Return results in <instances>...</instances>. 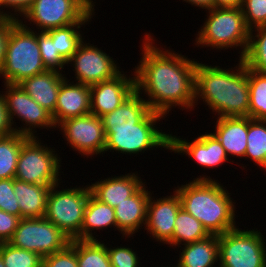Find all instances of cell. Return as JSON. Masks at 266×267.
Returning a JSON list of instances; mask_svg holds the SVG:
<instances>
[{
	"label": "cell",
	"mask_w": 266,
	"mask_h": 267,
	"mask_svg": "<svg viewBox=\"0 0 266 267\" xmlns=\"http://www.w3.org/2000/svg\"><path fill=\"white\" fill-rule=\"evenodd\" d=\"M144 34L142 56L133 70L136 91L146 95L144 99L152 111L166 117L177 107L194 111L197 61L171 48H159L151 33Z\"/></svg>",
	"instance_id": "6da1fadb"
},
{
	"label": "cell",
	"mask_w": 266,
	"mask_h": 267,
	"mask_svg": "<svg viewBox=\"0 0 266 267\" xmlns=\"http://www.w3.org/2000/svg\"><path fill=\"white\" fill-rule=\"evenodd\" d=\"M233 66L223 68L197 62L194 108L203 100L216 117L249 116L248 68L242 59Z\"/></svg>",
	"instance_id": "7a4b0ae2"
},
{
	"label": "cell",
	"mask_w": 266,
	"mask_h": 267,
	"mask_svg": "<svg viewBox=\"0 0 266 267\" xmlns=\"http://www.w3.org/2000/svg\"><path fill=\"white\" fill-rule=\"evenodd\" d=\"M218 179L199 175L186 184L177 185L181 207L199 220L209 234L220 235L237 227V211L231 193Z\"/></svg>",
	"instance_id": "3957f363"
},
{
	"label": "cell",
	"mask_w": 266,
	"mask_h": 267,
	"mask_svg": "<svg viewBox=\"0 0 266 267\" xmlns=\"http://www.w3.org/2000/svg\"><path fill=\"white\" fill-rule=\"evenodd\" d=\"M206 13L207 18L198 29L200 31L197 32L194 40L196 47H210L216 51L240 48L239 59H242L247 50L250 33L242 9L215 7Z\"/></svg>",
	"instance_id": "277c9868"
},
{
	"label": "cell",
	"mask_w": 266,
	"mask_h": 267,
	"mask_svg": "<svg viewBox=\"0 0 266 267\" xmlns=\"http://www.w3.org/2000/svg\"><path fill=\"white\" fill-rule=\"evenodd\" d=\"M37 41V31L19 21L11 28L5 61L0 69L2 83L19 84L23 80L46 72Z\"/></svg>",
	"instance_id": "5b68a950"
},
{
	"label": "cell",
	"mask_w": 266,
	"mask_h": 267,
	"mask_svg": "<svg viewBox=\"0 0 266 267\" xmlns=\"http://www.w3.org/2000/svg\"><path fill=\"white\" fill-rule=\"evenodd\" d=\"M165 118L163 114L151 110L137 123V128L104 129L106 135L104 154L109 151L113 154L115 151L134 156L133 154L138 155L156 148L161 150L164 148L170 152V132H162L156 125Z\"/></svg>",
	"instance_id": "8992f818"
},
{
	"label": "cell",
	"mask_w": 266,
	"mask_h": 267,
	"mask_svg": "<svg viewBox=\"0 0 266 267\" xmlns=\"http://www.w3.org/2000/svg\"><path fill=\"white\" fill-rule=\"evenodd\" d=\"M95 4L93 0H35L18 21L25 27L34 25L31 30L46 32L78 21H91Z\"/></svg>",
	"instance_id": "52a82bcc"
},
{
	"label": "cell",
	"mask_w": 266,
	"mask_h": 267,
	"mask_svg": "<svg viewBox=\"0 0 266 267\" xmlns=\"http://www.w3.org/2000/svg\"><path fill=\"white\" fill-rule=\"evenodd\" d=\"M53 185L47 198L44 218L57 226L70 240H81L84 212L91 190L89 184L63 188ZM84 186V187H83Z\"/></svg>",
	"instance_id": "ba28073f"
},
{
	"label": "cell",
	"mask_w": 266,
	"mask_h": 267,
	"mask_svg": "<svg viewBox=\"0 0 266 267\" xmlns=\"http://www.w3.org/2000/svg\"><path fill=\"white\" fill-rule=\"evenodd\" d=\"M55 147H47L39 136L28 137L20 150L15 178L31 184L56 185L60 180V154ZM61 181V182H60Z\"/></svg>",
	"instance_id": "9c48e42d"
},
{
	"label": "cell",
	"mask_w": 266,
	"mask_h": 267,
	"mask_svg": "<svg viewBox=\"0 0 266 267\" xmlns=\"http://www.w3.org/2000/svg\"><path fill=\"white\" fill-rule=\"evenodd\" d=\"M260 231L237 226L218 235V267H266V239Z\"/></svg>",
	"instance_id": "30bf717a"
},
{
	"label": "cell",
	"mask_w": 266,
	"mask_h": 267,
	"mask_svg": "<svg viewBox=\"0 0 266 267\" xmlns=\"http://www.w3.org/2000/svg\"><path fill=\"white\" fill-rule=\"evenodd\" d=\"M8 243L45 257L63 250L70 243V239L44 217L21 218Z\"/></svg>",
	"instance_id": "8fae6325"
},
{
	"label": "cell",
	"mask_w": 266,
	"mask_h": 267,
	"mask_svg": "<svg viewBox=\"0 0 266 267\" xmlns=\"http://www.w3.org/2000/svg\"><path fill=\"white\" fill-rule=\"evenodd\" d=\"M3 85L5 89L2 90L6 91H2V93L15 132L28 137H36L38 135L37 128L40 130L56 128L52 114L33 100L19 84L4 83ZM14 116L21 123L25 122L24 126H16Z\"/></svg>",
	"instance_id": "7c38bea8"
},
{
	"label": "cell",
	"mask_w": 266,
	"mask_h": 267,
	"mask_svg": "<svg viewBox=\"0 0 266 267\" xmlns=\"http://www.w3.org/2000/svg\"><path fill=\"white\" fill-rule=\"evenodd\" d=\"M56 128L61 131L67 146L89 158L104 154L106 135L102 119L92 113L62 121Z\"/></svg>",
	"instance_id": "4fadbf2b"
},
{
	"label": "cell",
	"mask_w": 266,
	"mask_h": 267,
	"mask_svg": "<svg viewBox=\"0 0 266 267\" xmlns=\"http://www.w3.org/2000/svg\"><path fill=\"white\" fill-rule=\"evenodd\" d=\"M96 46L84 40L67 61V67H73L75 75L72 78H76L75 82L91 86L110 80L122 72L114 58L109 56L110 53Z\"/></svg>",
	"instance_id": "5bb4252c"
},
{
	"label": "cell",
	"mask_w": 266,
	"mask_h": 267,
	"mask_svg": "<svg viewBox=\"0 0 266 267\" xmlns=\"http://www.w3.org/2000/svg\"><path fill=\"white\" fill-rule=\"evenodd\" d=\"M194 140H187L180 136L170 134V151L175 154L188 155L191 160L206 169L219 168L223 163L232 162L225 150L212 132L198 135Z\"/></svg>",
	"instance_id": "9a60e30c"
},
{
	"label": "cell",
	"mask_w": 266,
	"mask_h": 267,
	"mask_svg": "<svg viewBox=\"0 0 266 267\" xmlns=\"http://www.w3.org/2000/svg\"><path fill=\"white\" fill-rule=\"evenodd\" d=\"M171 194L158 199L157 197L154 199L155 196L152 197V193L150 194L144 228V231L147 230V234L149 233L155 242H159L158 244L163 243L162 245H170L169 247H172L175 219L181 208L178 193L173 189Z\"/></svg>",
	"instance_id": "2e32d148"
},
{
	"label": "cell",
	"mask_w": 266,
	"mask_h": 267,
	"mask_svg": "<svg viewBox=\"0 0 266 267\" xmlns=\"http://www.w3.org/2000/svg\"><path fill=\"white\" fill-rule=\"evenodd\" d=\"M130 75L122 70L110 80L91 85V113L101 118L120 106L136 90L135 75Z\"/></svg>",
	"instance_id": "e0dca14e"
},
{
	"label": "cell",
	"mask_w": 266,
	"mask_h": 267,
	"mask_svg": "<svg viewBox=\"0 0 266 267\" xmlns=\"http://www.w3.org/2000/svg\"><path fill=\"white\" fill-rule=\"evenodd\" d=\"M66 77L60 86L52 119L56 127L64 120L91 113L90 86L70 81Z\"/></svg>",
	"instance_id": "ac0fdd59"
},
{
	"label": "cell",
	"mask_w": 266,
	"mask_h": 267,
	"mask_svg": "<svg viewBox=\"0 0 266 267\" xmlns=\"http://www.w3.org/2000/svg\"><path fill=\"white\" fill-rule=\"evenodd\" d=\"M145 185L133 196L126 198L114 208L117 230L122 234L123 239L124 237L128 239L130 236L134 237V234L145 228L148 202L151 194Z\"/></svg>",
	"instance_id": "d6986e66"
},
{
	"label": "cell",
	"mask_w": 266,
	"mask_h": 267,
	"mask_svg": "<svg viewBox=\"0 0 266 267\" xmlns=\"http://www.w3.org/2000/svg\"><path fill=\"white\" fill-rule=\"evenodd\" d=\"M139 175L136 171L99 179L100 181L93 182L91 185L89 183L91 194L100 202L115 208L126 198L133 196L146 183Z\"/></svg>",
	"instance_id": "ffe728a7"
},
{
	"label": "cell",
	"mask_w": 266,
	"mask_h": 267,
	"mask_svg": "<svg viewBox=\"0 0 266 267\" xmlns=\"http://www.w3.org/2000/svg\"><path fill=\"white\" fill-rule=\"evenodd\" d=\"M215 120L212 134L221 143L227 156L245 158L248 117H217Z\"/></svg>",
	"instance_id": "44dd1931"
},
{
	"label": "cell",
	"mask_w": 266,
	"mask_h": 267,
	"mask_svg": "<svg viewBox=\"0 0 266 267\" xmlns=\"http://www.w3.org/2000/svg\"><path fill=\"white\" fill-rule=\"evenodd\" d=\"M65 75L56 70H47L23 80L19 86L41 107L53 114Z\"/></svg>",
	"instance_id": "7402d4cb"
},
{
	"label": "cell",
	"mask_w": 266,
	"mask_h": 267,
	"mask_svg": "<svg viewBox=\"0 0 266 267\" xmlns=\"http://www.w3.org/2000/svg\"><path fill=\"white\" fill-rule=\"evenodd\" d=\"M150 106L136 90L114 111L101 117L104 129L137 128Z\"/></svg>",
	"instance_id": "603a6c76"
},
{
	"label": "cell",
	"mask_w": 266,
	"mask_h": 267,
	"mask_svg": "<svg viewBox=\"0 0 266 267\" xmlns=\"http://www.w3.org/2000/svg\"><path fill=\"white\" fill-rule=\"evenodd\" d=\"M52 186L31 184L13 178V191L20 206V218L44 217L48 194Z\"/></svg>",
	"instance_id": "cb8c5ba5"
},
{
	"label": "cell",
	"mask_w": 266,
	"mask_h": 267,
	"mask_svg": "<svg viewBox=\"0 0 266 267\" xmlns=\"http://www.w3.org/2000/svg\"><path fill=\"white\" fill-rule=\"evenodd\" d=\"M180 247L176 267H215L219 263L218 235L210 234Z\"/></svg>",
	"instance_id": "d4e9b609"
},
{
	"label": "cell",
	"mask_w": 266,
	"mask_h": 267,
	"mask_svg": "<svg viewBox=\"0 0 266 267\" xmlns=\"http://www.w3.org/2000/svg\"><path fill=\"white\" fill-rule=\"evenodd\" d=\"M112 226L117 231L115 209L108 204L100 202L90 194L81 227V240H101L96 238L99 236L96 235L97 233L94 230L97 231L99 229L100 232V230L112 229Z\"/></svg>",
	"instance_id": "484cf974"
},
{
	"label": "cell",
	"mask_w": 266,
	"mask_h": 267,
	"mask_svg": "<svg viewBox=\"0 0 266 267\" xmlns=\"http://www.w3.org/2000/svg\"><path fill=\"white\" fill-rule=\"evenodd\" d=\"M91 21H78L74 24L54 28L46 31L55 43L56 52L67 62L77 51L79 45L84 41L85 36L82 33L81 27Z\"/></svg>",
	"instance_id": "4316f807"
},
{
	"label": "cell",
	"mask_w": 266,
	"mask_h": 267,
	"mask_svg": "<svg viewBox=\"0 0 266 267\" xmlns=\"http://www.w3.org/2000/svg\"><path fill=\"white\" fill-rule=\"evenodd\" d=\"M210 234L203 227L202 223L194 216L186 212L182 207L179 209L176 219L175 228L172 236V248L193 243L206 238Z\"/></svg>",
	"instance_id": "83f0119b"
},
{
	"label": "cell",
	"mask_w": 266,
	"mask_h": 267,
	"mask_svg": "<svg viewBox=\"0 0 266 267\" xmlns=\"http://www.w3.org/2000/svg\"><path fill=\"white\" fill-rule=\"evenodd\" d=\"M246 158L266 171V120L248 116Z\"/></svg>",
	"instance_id": "f1b7e54d"
},
{
	"label": "cell",
	"mask_w": 266,
	"mask_h": 267,
	"mask_svg": "<svg viewBox=\"0 0 266 267\" xmlns=\"http://www.w3.org/2000/svg\"><path fill=\"white\" fill-rule=\"evenodd\" d=\"M27 138L17 132L0 136V179L15 178L20 150Z\"/></svg>",
	"instance_id": "f546056e"
},
{
	"label": "cell",
	"mask_w": 266,
	"mask_h": 267,
	"mask_svg": "<svg viewBox=\"0 0 266 267\" xmlns=\"http://www.w3.org/2000/svg\"><path fill=\"white\" fill-rule=\"evenodd\" d=\"M104 241L76 239L78 267H112Z\"/></svg>",
	"instance_id": "4dcf8cb0"
},
{
	"label": "cell",
	"mask_w": 266,
	"mask_h": 267,
	"mask_svg": "<svg viewBox=\"0 0 266 267\" xmlns=\"http://www.w3.org/2000/svg\"><path fill=\"white\" fill-rule=\"evenodd\" d=\"M242 61L247 68L266 74V26L250 30L247 50Z\"/></svg>",
	"instance_id": "1f68e13d"
},
{
	"label": "cell",
	"mask_w": 266,
	"mask_h": 267,
	"mask_svg": "<svg viewBox=\"0 0 266 267\" xmlns=\"http://www.w3.org/2000/svg\"><path fill=\"white\" fill-rule=\"evenodd\" d=\"M249 117L266 120V74L248 68Z\"/></svg>",
	"instance_id": "d6a6232c"
},
{
	"label": "cell",
	"mask_w": 266,
	"mask_h": 267,
	"mask_svg": "<svg viewBox=\"0 0 266 267\" xmlns=\"http://www.w3.org/2000/svg\"><path fill=\"white\" fill-rule=\"evenodd\" d=\"M0 256L6 267H42L43 257L35 252L0 243Z\"/></svg>",
	"instance_id": "836d02e7"
},
{
	"label": "cell",
	"mask_w": 266,
	"mask_h": 267,
	"mask_svg": "<svg viewBox=\"0 0 266 267\" xmlns=\"http://www.w3.org/2000/svg\"><path fill=\"white\" fill-rule=\"evenodd\" d=\"M37 41L40 48L41 59L47 70L62 72L67 62L56 52L55 43L47 32H37Z\"/></svg>",
	"instance_id": "e575fe53"
},
{
	"label": "cell",
	"mask_w": 266,
	"mask_h": 267,
	"mask_svg": "<svg viewBox=\"0 0 266 267\" xmlns=\"http://www.w3.org/2000/svg\"><path fill=\"white\" fill-rule=\"evenodd\" d=\"M241 9L249 30L266 26V0H243Z\"/></svg>",
	"instance_id": "d590c367"
},
{
	"label": "cell",
	"mask_w": 266,
	"mask_h": 267,
	"mask_svg": "<svg viewBox=\"0 0 266 267\" xmlns=\"http://www.w3.org/2000/svg\"><path fill=\"white\" fill-rule=\"evenodd\" d=\"M42 267H78L76 239L61 251L43 257Z\"/></svg>",
	"instance_id": "8d00e7d4"
},
{
	"label": "cell",
	"mask_w": 266,
	"mask_h": 267,
	"mask_svg": "<svg viewBox=\"0 0 266 267\" xmlns=\"http://www.w3.org/2000/svg\"><path fill=\"white\" fill-rule=\"evenodd\" d=\"M106 247L112 267H141V258L132 247L129 248V245L128 247L122 246V244L117 247L110 245L109 247L106 244Z\"/></svg>",
	"instance_id": "74e56055"
},
{
	"label": "cell",
	"mask_w": 266,
	"mask_h": 267,
	"mask_svg": "<svg viewBox=\"0 0 266 267\" xmlns=\"http://www.w3.org/2000/svg\"><path fill=\"white\" fill-rule=\"evenodd\" d=\"M0 210L20 217V206L13 191V178L0 179Z\"/></svg>",
	"instance_id": "f35d334b"
},
{
	"label": "cell",
	"mask_w": 266,
	"mask_h": 267,
	"mask_svg": "<svg viewBox=\"0 0 266 267\" xmlns=\"http://www.w3.org/2000/svg\"><path fill=\"white\" fill-rule=\"evenodd\" d=\"M21 218L0 210V243L8 242L17 229Z\"/></svg>",
	"instance_id": "ab89813d"
},
{
	"label": "cell",
	"mask_w": 266,
	"mask_h": 267,
	"mask_svg": "<svg viewBox=\"0 0 266 267\" xmlns=\"http://www.w3.org/2000/svg\"><path fill=\"white\" fill-rule=\"evenodd\" d=\"M34 1L35 0H4L3 16L19 20Z\"/></svg>",
	"instance_id": "60d3db41"
},
{
	"label": "cell",
	"mask_w": 266,
	"mask_h": 267,
	"mask_svg": "<svg viewBox=\"0 0 266 267\" xmlns=\"http://www.w3.org/2000/svg\"><path fill=\"white\" fill-rule=\"evenodd\" d=\"M18 22V20L0 16V69L2 68L5 56L8 38L10 35L11 28Z\"/></svg>",
	"instance_id": "b9f144b4"
},
{
	"label": "cell",
	"mask_w": 266,
	"mask_h": 267,
	"mask_svg": "<svg viewBox=\"0 0 266 267\" xmlns=\"http://www.w3.org/2000/svg\"><path fill=\"white\" fill-rule=\"evenodd\" d=\"M0 91V136H8L15 132L6 108L5 98Z\"/></svg>",
	"instance_id": "7bdbcfd3"
},
{
	"label": "cell",
	"mask_w": 266,
	"mask_h": 267,
	"mask_svg": "<svg viewBox=\"0 0 266 267\" xmlns=\"http://www.w3.org/2000/svg\"><path fill=\"white\" fill-rule=\"evenodd\" d=\"M183 2L191 4V6L194 7L197 6L198 8L205 9V11L215 8V0H183Z\"/></svg>",
	"instance_id": "ee69618b"
},
{
	"label": "cell",
	"mask_w": 266,
	"mask_h": 267,
	"mask_svg": "<svg viewBox=\"0 0 266 267\" xmlns=\"http://www.w3.org/2000/svg\"><path fill=\"white\" fill-rule=\"evenodd\" d=\"M243 0H215V7H240L242 6Z\"/></svg>",
	"instance_id": "f6af8a7d"
},
{
	"label": "cell",
	"mask_w": 266,
	"mask_h": 267,
	"mask_svg": "<svg viewBox=\"0 0 266 267\" xmlns=\"http://www.w3.org/2000/svg\"><path fill=\"white\" fill-rule=\"evenodd\" d=\"M4 0H0V16H3Z\"/></svg>",
	"instance_id": "bcb514c9"
},
{
	"label": "cell",
	"mask_w": 266,
	"mask_h": 267,
	"mask_svg": "<svg viewBox=\"0 0 266 267\" xmlns=\"http://www.w3.org/2000/svg\"><path fill=\"white\" fill-rule=\"evenodd\" d=\"M0 267H6L4 262H3V260H2V258H1V256H0Z\"/></svg>",
	"instance_id": "7dc6e473"
},
{
	"label": "cell",
	"mask_w": 266,
	"mask_h": 267,
	"mask_svg": "<svg viewBox=\"0 0 266 267\" xmlns=\"http://www.w3.org/2000/svg\"><path fill=\"white\" fill-rule=\"evenodd\" d=\"M166 266H167V267H176V266H175V264H174V265H172V266H168V265H166ZM161 267H162V266H161ZM163 267H165V266H163Z\"/></svg>",
	"instance_id": "c3c4849f"
}]
</instances>
